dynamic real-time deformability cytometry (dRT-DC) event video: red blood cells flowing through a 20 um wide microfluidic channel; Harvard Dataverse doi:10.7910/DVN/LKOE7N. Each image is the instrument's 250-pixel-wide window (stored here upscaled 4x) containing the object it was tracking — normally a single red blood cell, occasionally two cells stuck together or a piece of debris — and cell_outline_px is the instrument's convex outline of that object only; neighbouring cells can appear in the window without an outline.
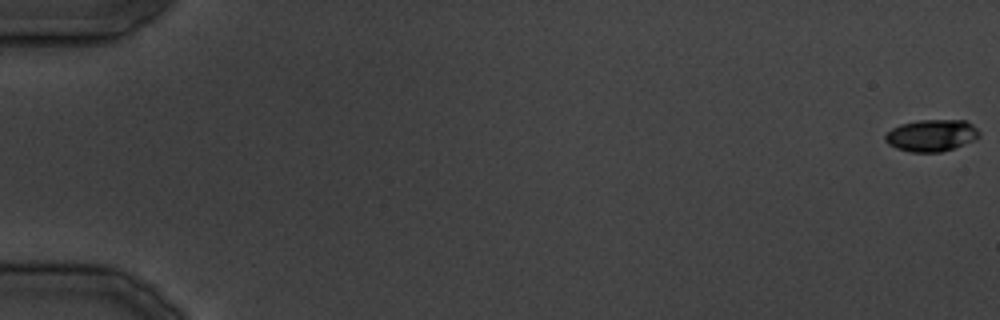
{"species": "common noctule bat (a hibernating species)", "species_latin": "Nyctalus noctula", "temperature_condition": "cold", "stored_images_in_passage": 37, "camera_frame_rate_fps": 3000, "um_per_image_px": 0.085, "animal": {"sex": "male", "body_mass_g": 19.5, "forearm_length_mm": 54.6}, "frame": {"image": 1, "passage_image": 1, "time_ms": 0.0, "image_size_px": [1000, 320], "cell_outline_px": [[980, 136], [976, 140], [940, 152], [912, 152], [896, 148], [888, 144], [884, 140], [884, 136], [892, 128], [900, 124], [920, 120], [964, 120], [972, 124], [980, 132]], "centroid_in_image_um": [79.18, 11.51], "position_along_channel_um": 5.8, "area_um2": 17.46}}
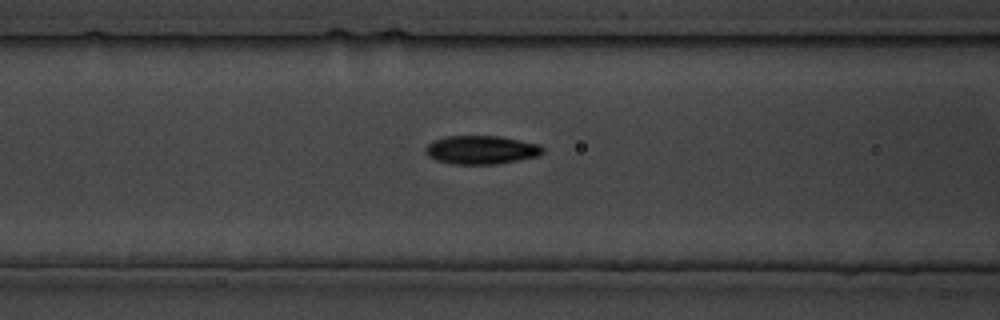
{"frame": {"image": 2, "passage_image": 17, "time_ms": 19.0, "image_size_px": [1000, 320], "cell_outline_px": [[544, 152], [536, 156], [520, 160], [496, 164], [456, 164], [436, 160], [428, 156], [424, 152], [424, 148], [432, 140], [444, 136], [500, 136], [540, 144], [544, 148]], "centroid_in_image_um": [40.89, 12.73], "position_along_channel_um": 125.7, "area_um2": 19.65}}
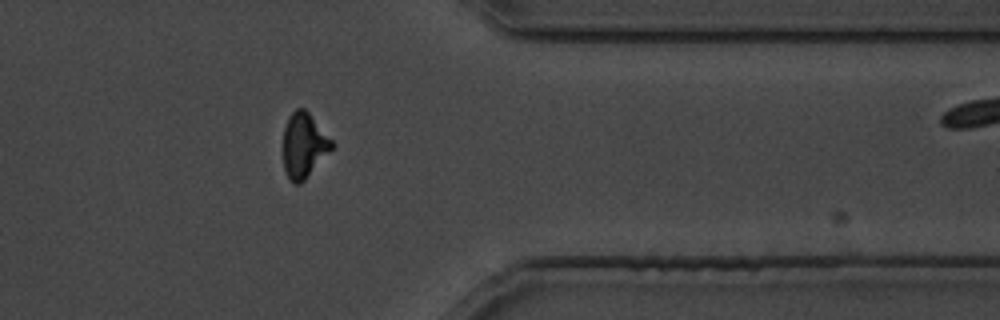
{"frame": {"image": 3, "passage_image": 31, "time_ms": 36.667, "image_size_px": [1000, 320], "cell_outline_px": [[332, 148], [304, 180], [300, 184], [292, 184], [284, 168], [284, 128], [288, 116], [296, 108], [304, 108], [308, 112], [332, 140]], "centroid_in_image_um": [25.8, 12.34], "position_along_channel_um": 385.6, "area_um2": 17.98}}